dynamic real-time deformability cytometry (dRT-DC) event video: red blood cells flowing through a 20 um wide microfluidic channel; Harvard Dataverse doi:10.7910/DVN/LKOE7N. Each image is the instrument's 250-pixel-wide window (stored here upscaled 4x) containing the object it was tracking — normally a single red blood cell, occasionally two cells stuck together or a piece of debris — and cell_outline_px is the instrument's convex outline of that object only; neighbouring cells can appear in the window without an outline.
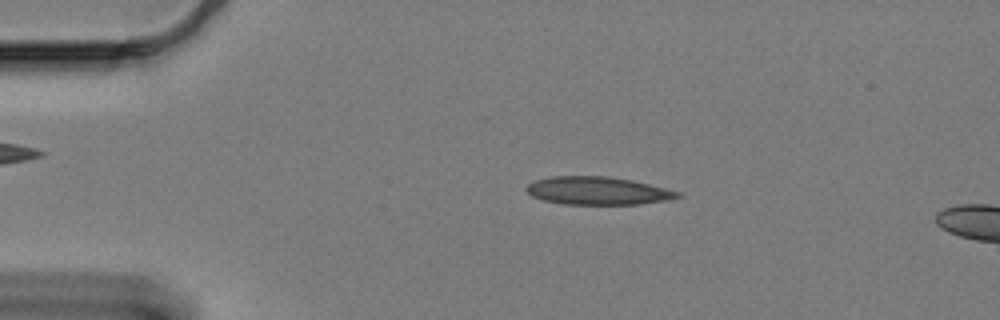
{"species": "Egyptian fruit bat (a non-hibernating species)", "species_latin": "Rousettus aegyptiacus", "temperature_condition": "cold", "stored_images_in_passage": 9, "camera_frame_rate_fps": 3000, "um_per_image_px": 0.085, "animal": {"sex": "female"}, "frame": {"image": 1, "passage_image": 3, "time_ms": 0.667, "image_size_px": [1000, 320], "cell_outline_px": [[684, 196], [668, 200], [640, 204], [564, 204], [544, 200], [532, 196], [524, 188], [528, 184], [536, 180], [552, 176], [608, 176], [632, 180], [680, 192]], "centroid_in_image_um": [50.81, 16.21], "position_along_channel_um": 34.2, "area_um2": 24.57}}